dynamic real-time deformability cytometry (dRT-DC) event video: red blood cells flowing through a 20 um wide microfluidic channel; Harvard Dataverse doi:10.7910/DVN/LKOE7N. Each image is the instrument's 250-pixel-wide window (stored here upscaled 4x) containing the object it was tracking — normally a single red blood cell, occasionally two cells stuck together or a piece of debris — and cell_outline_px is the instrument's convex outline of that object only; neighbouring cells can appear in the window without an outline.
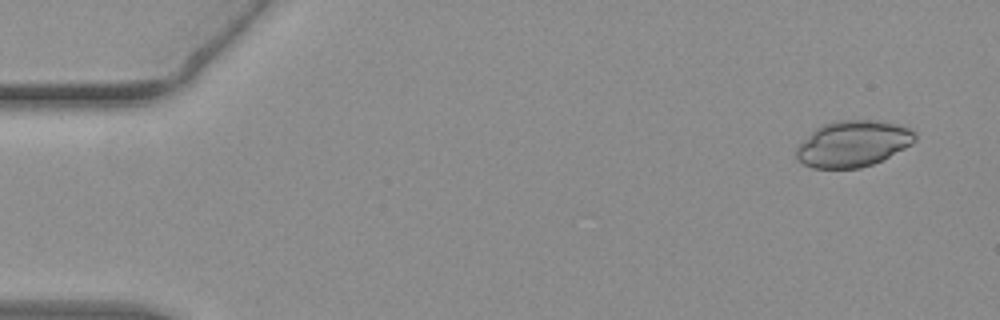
{"species": "common noctule bat (a hibernating species)", "species_latin": "Nyctalus noctula", "temperature_condition": "warm", "stored_images_in_passage": 53, "camera_frame_rate_fps": 3000, "um_per_image_px": 0.085, "animal": {"sex": "female", "body_mass_g": 19.3, "forearm_length_mm": 54.1}, "frame": {"image": 1, "passage_image": 3, "time_ms": 0.667, "image_size_px": [1000, 320], "cell_outline_px": [[916, 140], [912, 144], [872, 164], [860, 168], [812, 168], [796, 160], [796, 148], [816, 128], [824, 124], [836, 120], [876, 120], [896, 124], [912, 128], [916, 132]], "centroid_in_image_um": [72.51, 12.21], "position_along_channel_um": 12.5, "area_um2": 31.79}}